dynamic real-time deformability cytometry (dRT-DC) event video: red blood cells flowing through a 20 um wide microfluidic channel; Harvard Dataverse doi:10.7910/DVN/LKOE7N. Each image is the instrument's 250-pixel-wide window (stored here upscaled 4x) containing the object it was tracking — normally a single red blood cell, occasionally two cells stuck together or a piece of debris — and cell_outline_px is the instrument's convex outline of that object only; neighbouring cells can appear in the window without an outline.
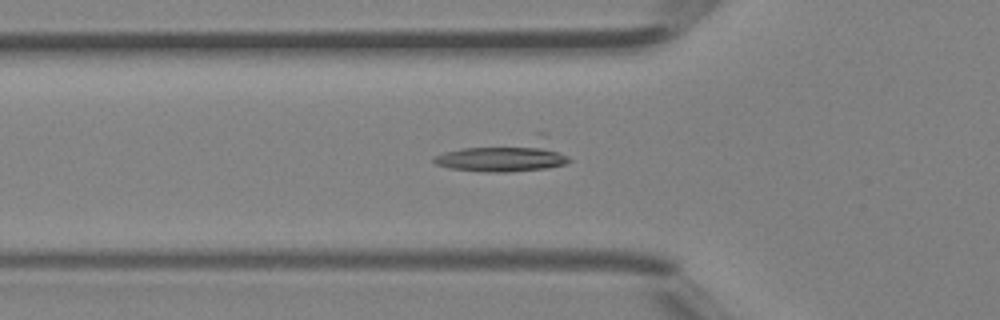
{"species": "Egyptian fruit bat (a non-hibernating species)", "species_latin": "Rousettus aegyptiacus", "temperature_condition": "room temperature", "stored_images_in_passage": 42, "camera_frame_rate_fps": 3000, "um_per_image_px": 0.085, "animal": {"sex": "female"}, "frame": {"image": 1, "passage_image": 14, "time_ms": 4.333, "image_size_px": [1000, 320], "cell_outline_px": [[572, 160], [564, 164], [548, 168], [508, 172], [484, 172], [448, 168], [436, 164], [432, 160], [432, 156], [444, 152], [460, 148], [536, 132], [548, 132]], "centroid_in_image_um": [43.08, 13.16], "position_along_channel_um": 82.7, "area_um2": 26.47}}
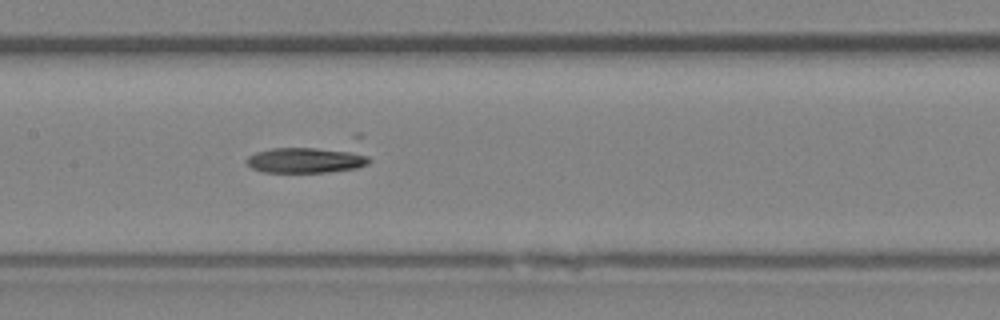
{"frame": {"image": 2, "passage_image": 20, "time_ms": 6.333, "image_size_px": [1000, 320], "cell_outline_px": [[372, 160], [368, 164], [356, 168], [328, 172], [264, 172], [252, 168], [244, 160], [248, 156], [256, 152], [272, 148], [352, 132], [360, 132], [364, 136]], "centroid_in_image_um": [26.74, 13.21], "position_along_channel_um": 180.7, "area_um2": 25.43}}
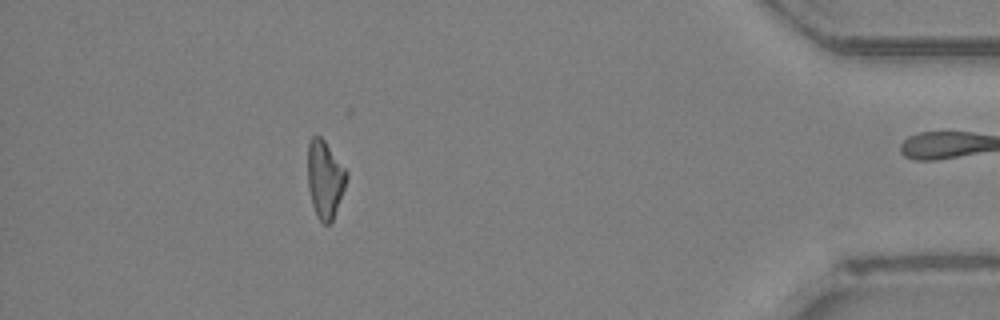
{"frame": {"image": 3, "passage_image": 37, "time_ms": 12.0, "image_size_px": [1000, 320], "cell_outline_px": [[348, 176], [332, 224], [324, 224], [316, 216], [312, 204], [308, 188], [308, 140], [312, 136], [320, 136], [324, 140], [348, 172]], "centroid_in_image_um": [27.61, 15.25], "position_along_channel_um": 407.6, "area_um2": 17.63}}